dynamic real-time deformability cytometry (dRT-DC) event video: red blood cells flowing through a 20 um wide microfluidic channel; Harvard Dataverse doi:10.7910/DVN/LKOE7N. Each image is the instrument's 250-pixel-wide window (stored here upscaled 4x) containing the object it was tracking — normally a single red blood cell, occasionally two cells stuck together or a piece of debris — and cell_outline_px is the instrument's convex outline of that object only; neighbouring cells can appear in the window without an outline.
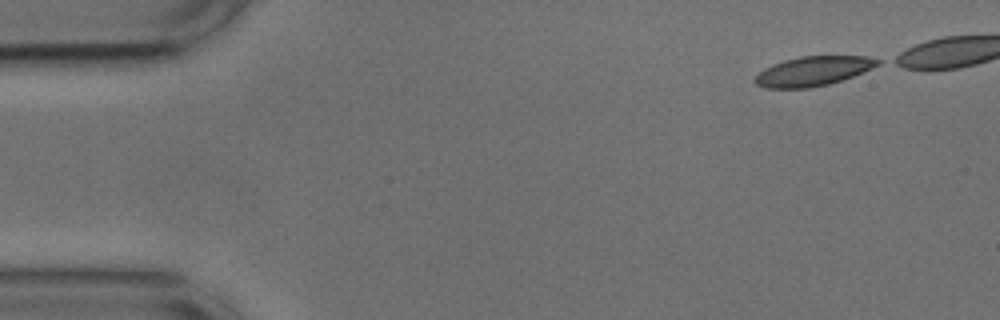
{"species": "common noctule bat (a hibernating species)", "species_latin": "Nyctalus noctula", "temperature_condition": "cold", "stored_images_in_passage": 38, "camera_frame_rate_fps": 3000, "um_per_image_px": 0.085, "animal": {"sex": "male", "body_mass_g": 17.9, "forearm_length_mm": 54.2}, "frame": {"image": 1, "passage_image": 1, "time_ms": 0.0, "image_size_px": [1000, 320], "cell_outline_px": [[880, 64], [872, 68], [852, 76], [828, 84], [808, 88], [764, 88], [756, 84], [752, 80], [764, 68], [772, 64], [784, 60], [800, 56], [868, 56], [880, 60]], "centroid_in_image_um": [69.08, 6.04], "position_along_channel_um": 15.9, "area_um2": 20.98}}
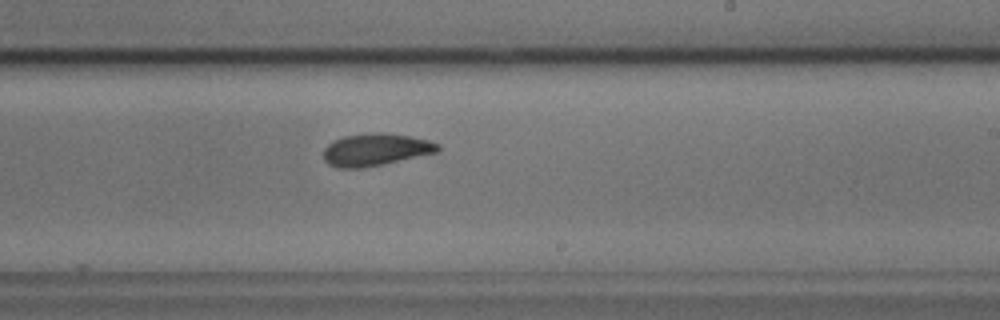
{"frame": {"image": 2, "passage_image": 28, "time_ms": 9.0, "image_size_px": [1000, 320], "cell_outline_px": [[440, 148], [436, 152], [384, 164], [364, 168], [336, 168], [328, 164], [324, 160], [324, 148], [332, 140], [344, 136], [368, 132], [380, 132], [408, 136], [428, 140], [440, 144]], "centroid_in_image_um": [31.88, 12.72], "position_along_channel_um": 257.1, "area_um2": 21.62}}
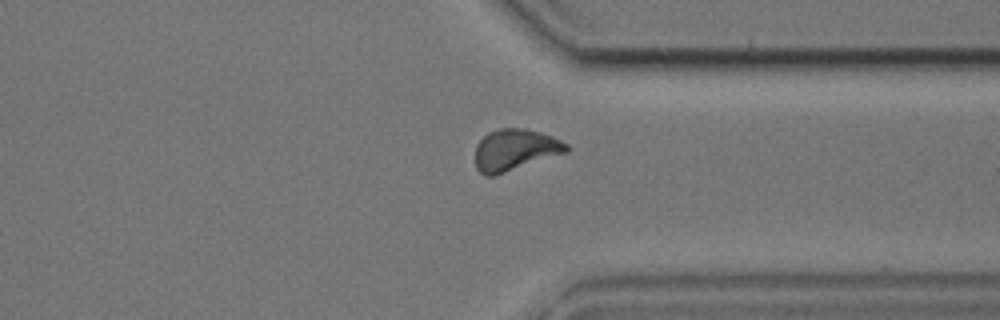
{"frame": {"image": 3, "passage_image": 37, "time_ms": 12.0, "image_size_px": [1000, 320], "cell_outline_px": [[572, 148], [568, 152], [496, 176], [484, 176], [476, 168], [476, 144], [488, 132], [496, 128], [524, 128], [540, 132], [552, 136], [568, 144]], "centroid_in_image_um": [43.79, 12.75], "position_along_channel_um": 367.6, "area_um2": 22.43}}